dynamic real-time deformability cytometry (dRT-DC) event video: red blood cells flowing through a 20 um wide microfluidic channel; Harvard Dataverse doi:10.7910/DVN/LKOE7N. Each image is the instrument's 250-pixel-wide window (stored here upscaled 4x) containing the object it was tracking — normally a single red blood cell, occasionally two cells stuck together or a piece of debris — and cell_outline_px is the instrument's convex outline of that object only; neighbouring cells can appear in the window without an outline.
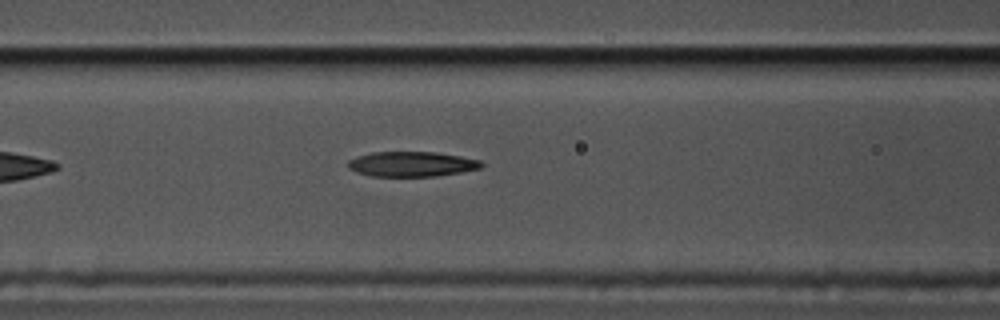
{"species": "common noctule bat (a hibernating species)", "species_latin": "Nyctalus noctula", "temperature_condition": "cold", "stored_images_in_passage": 39, "camera_frame_rate_fps": 3000, "um_per_image_px": 0.085, "animal": {"sex": "male", "body_mass_g": 17.5, "forearm_length_mm": 52.3}, "frame": {"image": 1, "passage_image": 8, "time_ms": 2.333, "image_size_px": [1000, 320], "cell_outline_px": [[484, 164], [480, 168], [460, 172], [436, 176], [372, 176], [356, 172], [348, 168], [348, 160], [356, 156], [372, 152], [436, 152], [460, 156], [480, 160]], "centroid_in_image_um": [34.97, 13.94], "position_along_channel_um": 131.6, "area_um2": 19.42}}
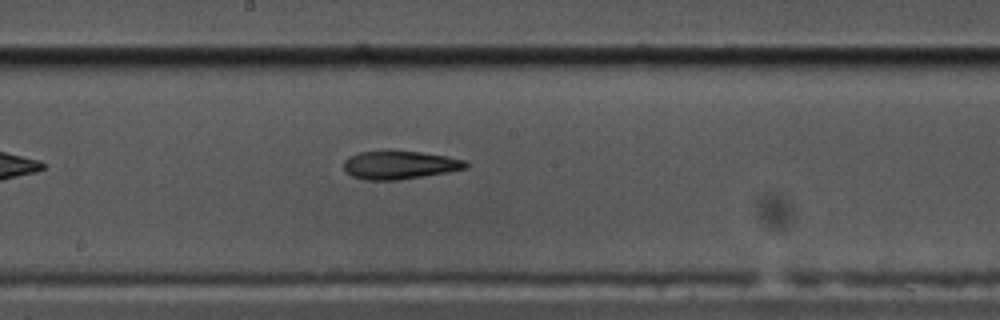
{"frame": {"image": 2, "passage_image": 15, "time_ms": 4.667, "image_size_px": [1000, 320], "cell_outline_px": [[468, 168], [448, 172], [400, 180], [364, 180], [352, 176], [344, 168], [344, 160], [348, 156], [360, 152], [388, 148], [420, 152], [448, 156], [464, 160], [468, 164]], "centroid_in_image_um": [33.95, 13.99], "position_along_channel_um": 214.3, "area_um2": 20.75}}
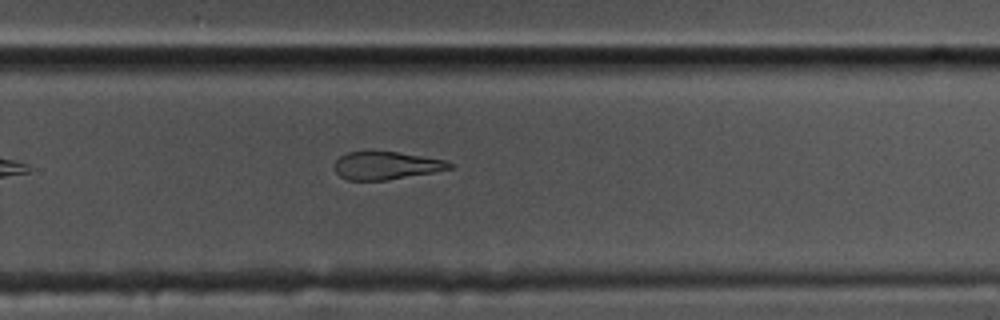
{"frame": {"image": 3, "passage_image": 22, "time_ms": 7.0, "image_size_px": [1000, 320], "cell_outline_px": [[452, 168], [432, 172], [388, 180], [348, 180], [340, 176], [336, 172], [336, 160], [340, 156], [348, 152], [396, 152], [444, 160], [452, 164]], "centroid_in_image_um": [32.8, 14.08], "position_along_channel_um": 297.0, "area_um2": 18.21}}